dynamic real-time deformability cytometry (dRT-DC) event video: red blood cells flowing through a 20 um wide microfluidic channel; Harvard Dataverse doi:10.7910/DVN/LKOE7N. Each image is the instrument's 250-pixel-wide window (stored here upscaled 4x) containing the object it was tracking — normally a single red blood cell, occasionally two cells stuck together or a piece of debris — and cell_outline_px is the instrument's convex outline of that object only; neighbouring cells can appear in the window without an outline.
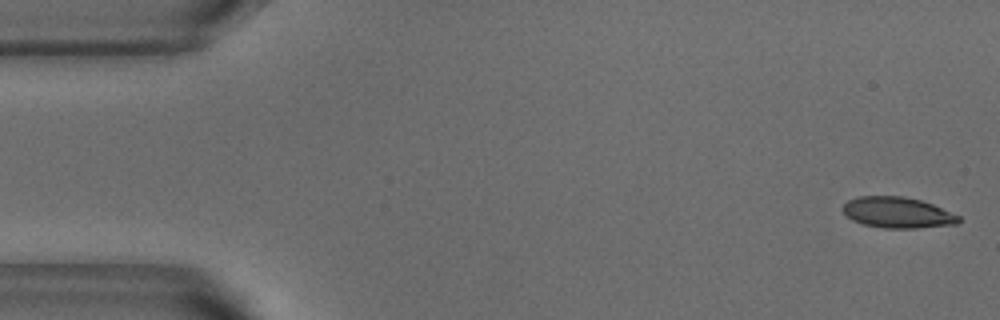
{"species": "common noctule bat (a hibernating species)", "species_latin": "Nyctalus noctula", "temperature_condition": "warm", "stored_images_in_passage": 52, "camera_frame_rate_fps": 3000, "um_per_image_px": 0.085, "animal": {"sex": "male", "body_mass_g": 18.8}, "frame": {"image": 1, "passage_image": 1, "time_ms": 0.0, "image_size_px": [1000, 320], "cell_outline_px": [[960, 220], [956, 224], [916, 228], [884, 228], [864, 224], [852, 220], [840, 208], [848, 200], [860, 196], [904, 196], [920, 200], [932, 204], [960, 216]], "centroid_in_image_um": [76.27, 18.06], "position_along_channel_um": 8.7, "area_um2": 20.75}}
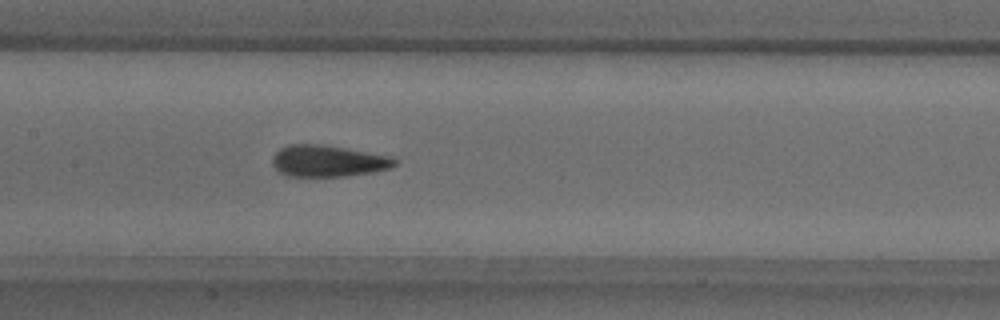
{"frame": {"image": 2, "passage_image": 24, "time_ms": 7.667, "image_size_px": [1000, 320], "cell_outline_px": [[396, 164], [388, 168], [372, 172], [348, 176], [288, 176], [280, 172], [272, 164], [272, 156], [280, 148], [292, 144], [320, 144], [392, 156], [396, 160]], "centroid_in_image_um": [27.86, 13.68], "position_along_channel_um": 179.5, "area_um2": 22.31}}
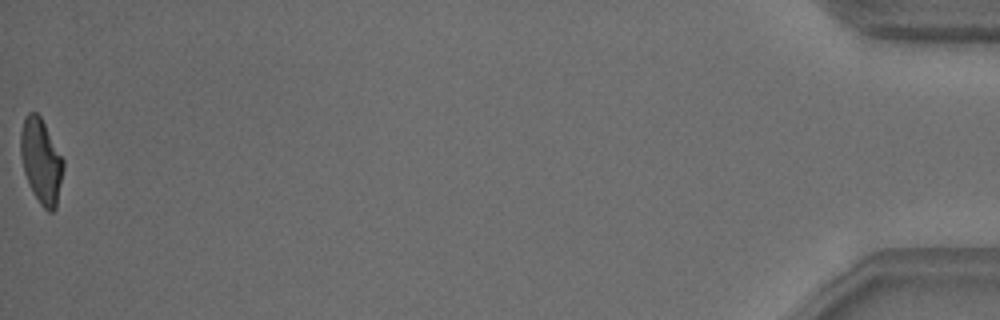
{"frame": {"image": 3, "passage_image": 52, "time_ms": 17.0, "image_size_px": [1000, 320], "cell_outline_px": [[64, 168], [56, 208], [52, 212], [48, 212], [40, 204], [28, 184], [24, 172], [20, 152], [20, 132], [24, 116], [28, 112], [36, 112], [40, 116], [64, 160]], "centroid_in_image_um": [3.49, 13.69], "position_along_channel_um": 431.7, "area_um2": 21.15}, "authors_computed_cell_mechanics": {"area_um2": 22.253, "velocity_mm_per_s": 3.8102, "shape_relaxation_time_tau1_ms": 6.2, "shape_relaxation_time_tau2_ms": 1.5796, "deformation_change_tau1": 0.2057, "deformation_change_tau2": 0.0864}}